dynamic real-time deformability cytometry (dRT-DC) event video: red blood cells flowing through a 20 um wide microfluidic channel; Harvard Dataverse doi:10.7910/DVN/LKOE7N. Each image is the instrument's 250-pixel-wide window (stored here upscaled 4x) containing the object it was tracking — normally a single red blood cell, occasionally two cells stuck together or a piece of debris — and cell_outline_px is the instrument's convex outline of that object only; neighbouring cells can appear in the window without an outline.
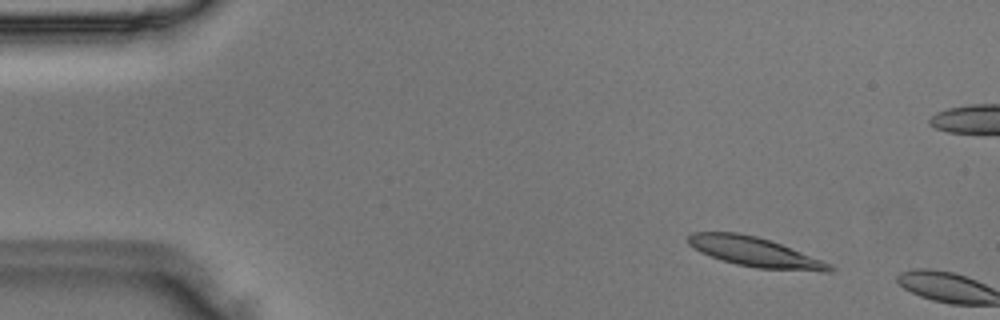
{"species": "Egyptian fruit bat (a non-hibernating species)", "species_latin": "Rousettus aegyptiacus", "temperature_condition": "room temperature", "stored_images_in_passage": 8, "camera_frame_rate_fps": 3000, "um_per_image_px": 0.085, "animal": {"sex": "male"}, "frame": {"image": 1, "passage_image": 6, "time_ms": 1.667, "image_size_px": [1000, 320], "cell_outline_px": [[836, 268], [832, 272], [824, 272], [756, 268], [736, 264], [700, 252], [688, 244], [688, 236], [692, 232], [736, 232], [756, 236], [780, 244], [832, 264]], "centroid_in_image_um": [64.19, 21.43], "position_along_channel_um": 20.8, "area_um2": 24.16}}